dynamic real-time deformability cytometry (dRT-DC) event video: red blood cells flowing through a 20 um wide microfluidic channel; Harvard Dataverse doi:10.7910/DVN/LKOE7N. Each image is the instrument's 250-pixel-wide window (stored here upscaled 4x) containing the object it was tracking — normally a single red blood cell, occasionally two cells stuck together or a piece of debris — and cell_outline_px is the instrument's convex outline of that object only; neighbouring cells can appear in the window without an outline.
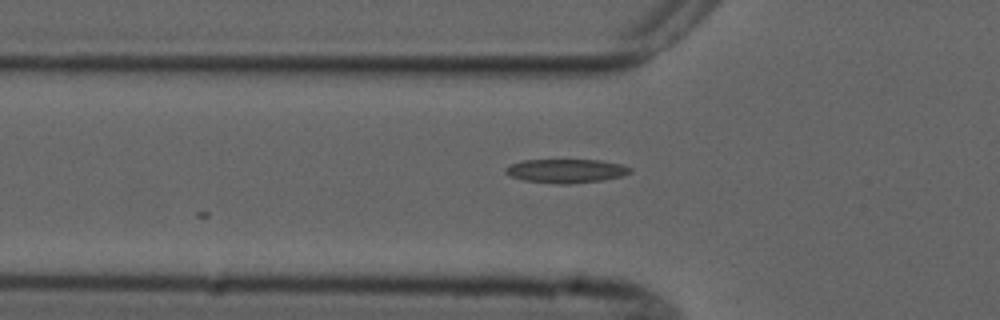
{"species": "common noctule bat (a hibernating species)", "species_latin": "Nyctalus noctula", "temperature_condition": "cold", "stored_images_in_passage": 4, "camera_frame_rate_fps": 3000, "um_per_image_px": 0.085, "animal": {"sex": "male", "forearm_length_mm": 52.5}, "frame": {"image": 1, "passage_image": 3, "time_ms": 2.667, "image_size_px": [1000, 320], "cell_outline_px": [[632, 172], [620, 176], [604, 180], [568, 184], [560, 184], [524, 180], [512, 176], [504, 172], [504, 168], [512, 164], [524, 160], [600, 160], [620, 164], [632, 168]], "centroid_in_image_um": [48.13, 14.52], "position_along_channel_um": 77.7, "area_um2": 17.17}}
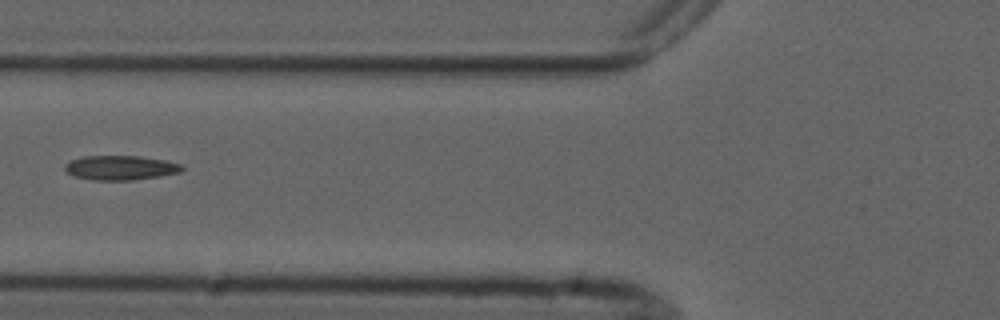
{"frame": {"image": 2, "passage_image": 4, "time_ms": 3.667, "image_size_px": [1000, 320], "cell_outline_px": [[184, 168], [180, 172], [160, 176], [132, 180], [92, 180], [76, 176], [68, 172], [64, 168], [64, 164], [72, 160], [84, 156], [140, 156], [164, 160], [180, 164]], "centroid_in_image_um": [10.24, 14.26], "position_along_channel_um": 115.6, "area_um2": 16.53}}